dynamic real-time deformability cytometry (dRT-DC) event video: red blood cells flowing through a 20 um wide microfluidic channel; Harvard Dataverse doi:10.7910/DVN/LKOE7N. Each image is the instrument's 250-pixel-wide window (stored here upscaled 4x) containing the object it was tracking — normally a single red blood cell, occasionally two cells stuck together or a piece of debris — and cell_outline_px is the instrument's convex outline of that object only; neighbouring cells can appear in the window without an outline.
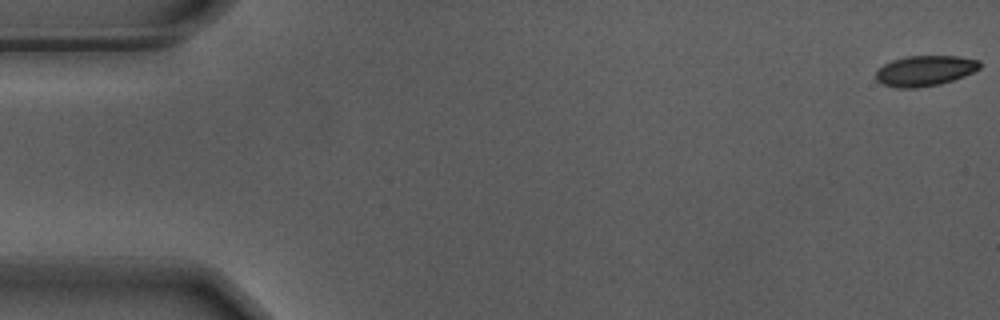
{"species": "Egyptian fruit bat (a non-hibernating species)", "species_latin": "Rousettus aegyptiacus", "temperature_condition": "warm", "stored_images_in_passage": 13, "camera_frame_rate_fps": 3000, "um_per_image_px": 0.085, "animal": {"sex": "male"}, "frame": {"image": 1, "passage_image": 1, "time_ms": 0.0, "image_size_px": [1000, 320], "cell_outline_px": [[980, 68], [964, 76], [940, 84], [916, 88], [900, 88], [884, 84], [876, 80], [876, 72], [884, 64], [892, 60], [904, 56], [960, 56], [980, 60]], "centroid_in_image_um": [78.63, 6.0], "position_along_channel_um": 6.4, "area_um2": 18.38}}